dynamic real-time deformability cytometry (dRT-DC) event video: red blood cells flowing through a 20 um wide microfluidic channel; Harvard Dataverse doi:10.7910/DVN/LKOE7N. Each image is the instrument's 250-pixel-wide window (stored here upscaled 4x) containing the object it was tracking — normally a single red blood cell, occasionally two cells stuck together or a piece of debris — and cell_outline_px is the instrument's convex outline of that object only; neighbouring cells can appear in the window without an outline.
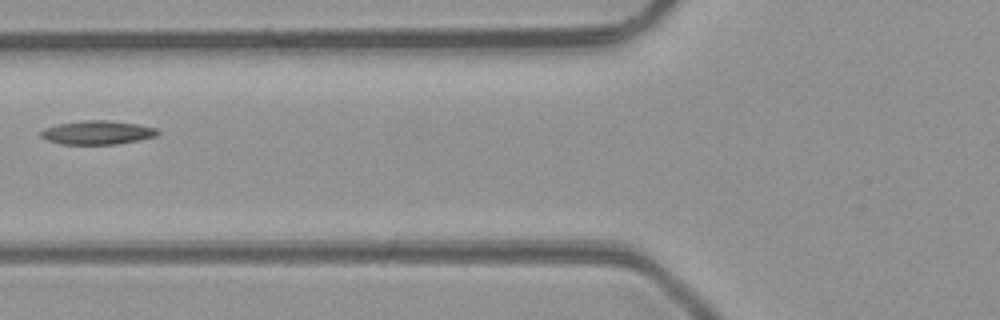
{"species": "common noctule bat (a hibernating species)", "species_latin": "Nyctalus noctula", "temperature_condition": "room temperature", "stored_images_in_passage": 3, "camera_frame_rate_fps": 3000, "um_per_image_px": 0.085, "animal": {"sex": "male", "body_mass_g": 23.1, "forearm_length_mm": 52.7}, "frame": {"image": 1, "passage_image": 3, "time_ms": 2.333, "image_size_px": [1000, 320], "cell_outline_px": [[160, 132], [156, 136], [116, 144], [60, 144], [48, 140], [40, 136], [40, 132], [44, 128], [56, 124], [84, 120], [108, 120], [136, 124], [156, 128]], "centroid_in_image_um": [8.24, 11.26], "position_along_channel_um": 117.6, "area_um2": 16.07}}